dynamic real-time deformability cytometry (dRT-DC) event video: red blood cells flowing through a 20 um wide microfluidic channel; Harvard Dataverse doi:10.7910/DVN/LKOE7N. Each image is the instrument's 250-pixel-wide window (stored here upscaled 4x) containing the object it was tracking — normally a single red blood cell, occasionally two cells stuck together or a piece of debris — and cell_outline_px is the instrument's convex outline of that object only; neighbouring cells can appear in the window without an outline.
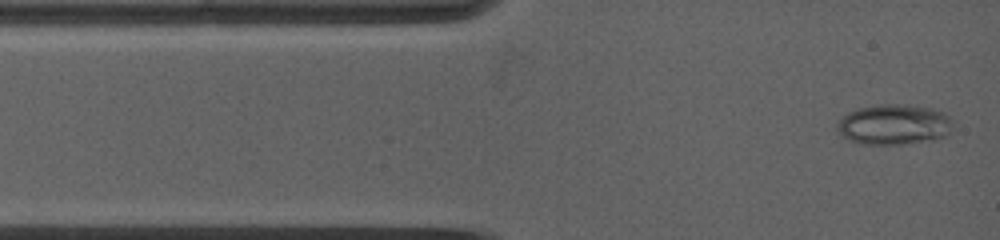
{"species": "common noctule bat (a hibernating species)", "species_latin": "Nyctalus noctula", "temperature_condition": "warm", "stored_images_in_passage": 18, "camera_frame_rate_fps": 5000, "um_per_image_px": 0.085, "animal": {"sex": "female", "body_mass_g": 19.0, "forearm_length_mm": 53.3}, "frame": {"image": 1, "passage_image": 1, "time_ms": 0.0, "image_size_px": [1000, 240], "cell_outline_px": [[952, 128], [944, 136], [936, 140], [904, 144], [864, 144], [852, 140], [844, 136], [836, 128], [836, 124], [848, 112], [856, 108], [880, 104], [904, 104], [932, 108], [944, 112], [952, 120]], "centroid_in_image_um": [76.02, 10.57], "position_along_channel_um": 9.0, "area_um2": 27.28}}
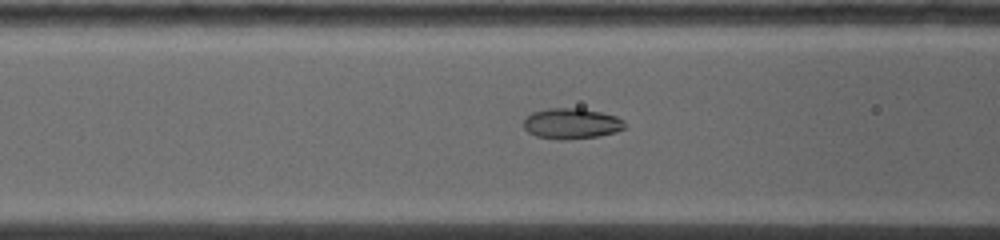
{"frame": {"image": 2, "passage_image": 13, "time_ms": 3.8, "image_size_px": [1000, 240], "cell_outline_px": [[628, 128], [616, 132], [600, 136], [564, 140], [560, 140], [536, 136], [528, 132], [524, 128], [524, 120], [532, 112], [548, 108], [580, 108], [600, 112], [616, 116], [624, 120], [628, 124]], "centroid_in_image_um": [48.63, 10.51], "position_along_channel_um": 118.0, "area_um2": 18.32}}
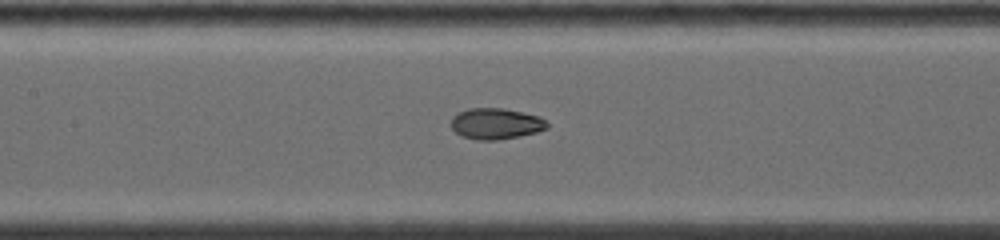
{"frame": {"image": 3, "passage_image": 17, "time_ms": 5.0, "image_size_px": [1000, 240], "cell_outline_px": [[548, 128], [536, 132], [520, 136], [496, 140], [476, 140], [460, 136], [452, 128], [452, 116], [468, 108], [504, 108], [540, 116], [548, 124]], "centroid_in_image_um": [42.15, 10.51], "position_along_channel_um": 165.3, "area_um2": 17.4}}